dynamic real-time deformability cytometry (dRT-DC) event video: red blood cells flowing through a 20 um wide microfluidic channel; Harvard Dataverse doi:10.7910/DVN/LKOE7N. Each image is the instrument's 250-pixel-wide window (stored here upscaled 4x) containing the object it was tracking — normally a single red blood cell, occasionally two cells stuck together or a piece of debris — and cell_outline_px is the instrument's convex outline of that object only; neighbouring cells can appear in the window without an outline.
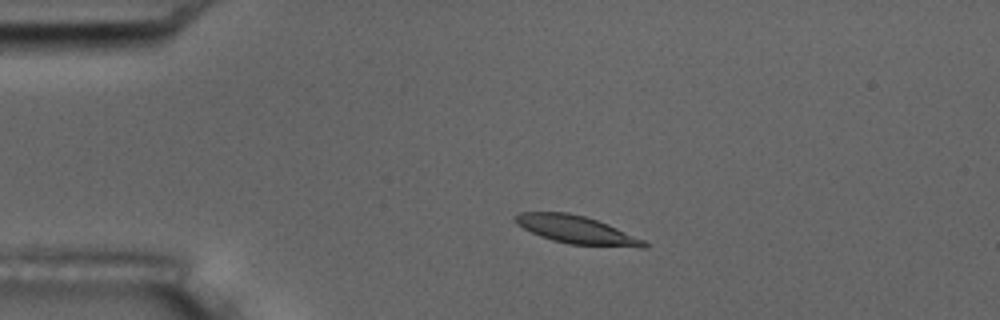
{"species": "common noctule bat (a hibernating species)", "species_latin": "Nyctalus noctula", "temperature_condition": "room temperature", "stored_images_in_passage": 2, "camera_frame_rate_fps": 3000, "um_per_image_px": 0.085, "animal": {"sex": "male", "body_mass_g": 17.5, "forearm_length_mm": 52.3}, "frame": {"image": 1, "passage_image": 1, "time_ms": 0.0, "image_size_px": [1000, 320], "cell_outline_px": [[648, 248], [640, 248], [568, 244], [552, 240], [540, 236], [516, 224], [512, 220], [512, 216], [520, 212], [568, 212], [584, 216], [608, 224], [644, 240], [648, 244]], "centroid_in_image_um": [48.98, 19.54], "position_along_channel_um": 36.0, "area_um2": 21.1}}